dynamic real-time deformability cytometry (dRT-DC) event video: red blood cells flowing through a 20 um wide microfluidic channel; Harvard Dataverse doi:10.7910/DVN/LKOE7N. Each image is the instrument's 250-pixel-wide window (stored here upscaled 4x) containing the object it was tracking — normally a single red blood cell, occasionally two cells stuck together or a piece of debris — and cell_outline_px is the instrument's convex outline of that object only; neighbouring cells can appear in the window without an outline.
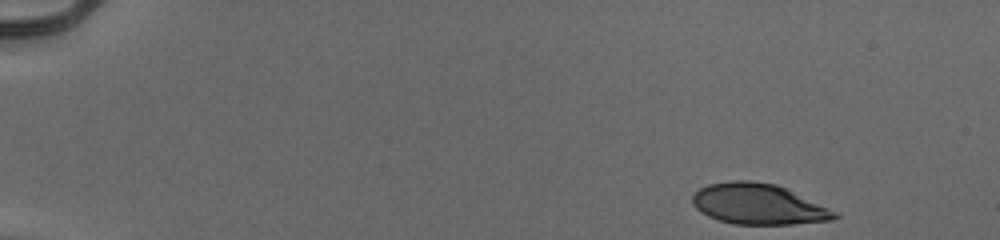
{"species": "human", "species_latin": "Homo sapiens", "temperature_condition": "cold", "stored_images_in_passage": 49, "camera_frame_rate_fps": 3000, "um_per_image_px": 0.085, "donor": {"sex": "male"}, "frame": {"image": 1, "passage_image": 1, "time_ms": 0.0, "image_size_px": [1000, 240], "cell_outline_px": [[840, 216], [832, 220], [792, 224], [732, 224], [708, 216], [700, 212], [692, 204], [692, 196], [700, 188], [708, 184], [732, 180], [752, 180], [776, 184], [840, 212]], "centroid_in_image_um": [64.48, 17.35], "position_along_channel_um": 20.5, "area_um2": 33.87}}
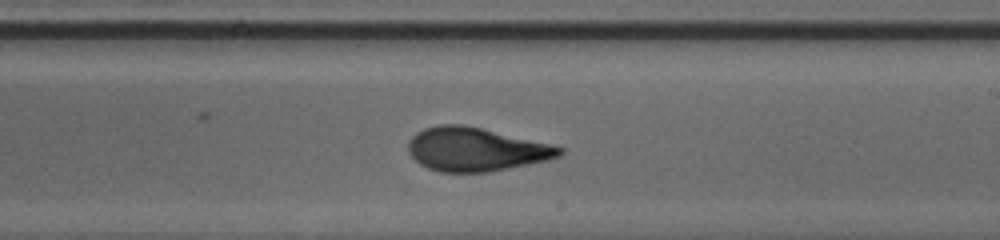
{"frame": {"image": 2, "passage_image": 29, "time_ms": 9.333, "image_size_px": [1000, 240], "cell_outline_px": [[564, 152], [560, 156], [548, 160], [488, 172], [440, 172], [428, 168], [420, 164], [408, 152], [408, 140], [416, 132], [424, 128], [440, 124], [464, 124], [548, 144], [564, 148]], "centroid_in_image_um": [40.4, 12.69], "position_along_channel_um": 248.6, "area_um2": 38.15}}
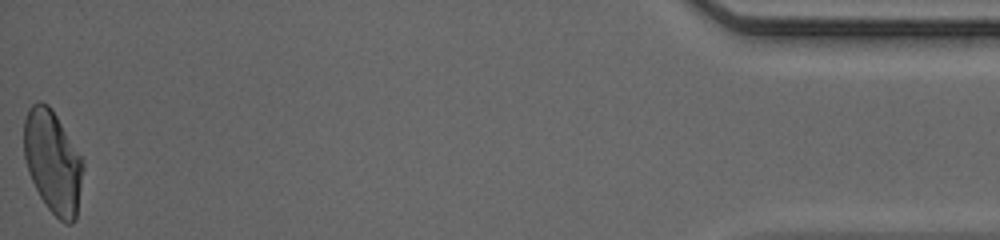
{"frame": {"image": 3, "passage_image": 49, "time_ms": 16.0, "image_size_px": [1000, 240], "cell_outline_px": [[84, 168], [76, 220], [72, 224], [64, 224], [48, 208], [40, 196], [28, 172], [24, 156], [24, 120], [28, 108], [36, 100], [40, 100], [48, 104], [52, 108], [84, 160]], "centroid_in_image_um": [4.5, 13.74], "position_along_channel_um": 430.7, "area_um2": 35.78}, "authors_computed_cell_mechanics": {"area_um2": 37.281, "velocity_mm_per_s": 3.9513, "shape_relaxation_time_tau1_ms": 5.5754, "shape_relaxation_time_tau2_ms": 1.1459, "deformation_change_tau1": 0.223, "deformation_change_tau2": 0.0726}}